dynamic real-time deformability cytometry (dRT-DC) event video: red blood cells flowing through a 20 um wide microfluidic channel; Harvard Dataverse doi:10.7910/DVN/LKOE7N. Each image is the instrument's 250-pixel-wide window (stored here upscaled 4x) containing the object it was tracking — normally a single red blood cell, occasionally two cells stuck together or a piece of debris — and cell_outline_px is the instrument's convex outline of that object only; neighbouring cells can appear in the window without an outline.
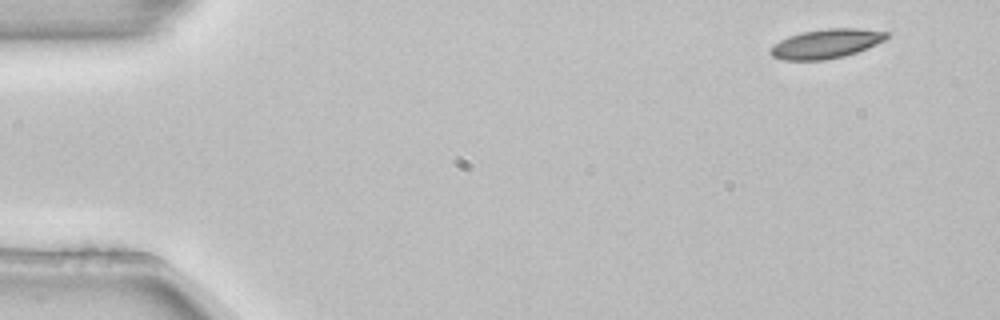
{"species": "common noctule bat (a hibernating species)", "species_latin": "Nyctalus noctula", "temperature_condition": "room temperature", "stored_images_in_passage": 4, "camera_frame_rate_fps": 3000, "um_per_image_px": 0.085, "animal": {"sex": "female", "body_mass_g": 22.7, "forearm_length_mm": 54.2}, "frame": {"image": 1, "passage_image": 1, "time_ms": 0.0, "image_size_px": [1000, 320], "cell_outline_px": [[892, 32], [884, 40], [876, 44], [856, 52], [844, 56], [824, 60], [784, 60], [772, 56], [768, 52], [768, 48], [780, 40], [788, 36], [800, 32], [828, 28], [856, 28]], "centroid_in_image_um": [70.19, 3.71], "position_along_channel_um": 14.8, "area_um2": 19.94}}
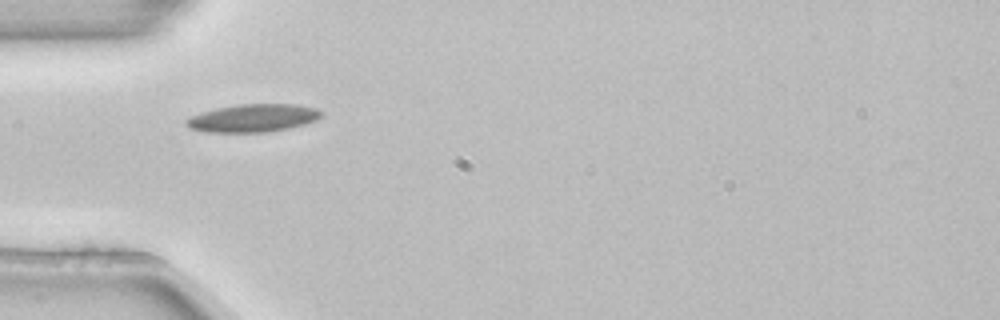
{"frame": {"image": 2, "passage_image": 3, "time_ms": 0.667, "image_size_px": [1000, 320], "cell_outline_px": [[324, 112], [316, 120], [304, 124], [288, 128], [264, 132], [204, 132], [192, 128], [184, 124], [184, 120], [192, 116], [216, 108], [236, 104], [296, 104], [316, 108]], "centroid_in_image_um": [21.51, 10.03], "position_along_channel_um": 63.5, "area_um2": 21.85}}